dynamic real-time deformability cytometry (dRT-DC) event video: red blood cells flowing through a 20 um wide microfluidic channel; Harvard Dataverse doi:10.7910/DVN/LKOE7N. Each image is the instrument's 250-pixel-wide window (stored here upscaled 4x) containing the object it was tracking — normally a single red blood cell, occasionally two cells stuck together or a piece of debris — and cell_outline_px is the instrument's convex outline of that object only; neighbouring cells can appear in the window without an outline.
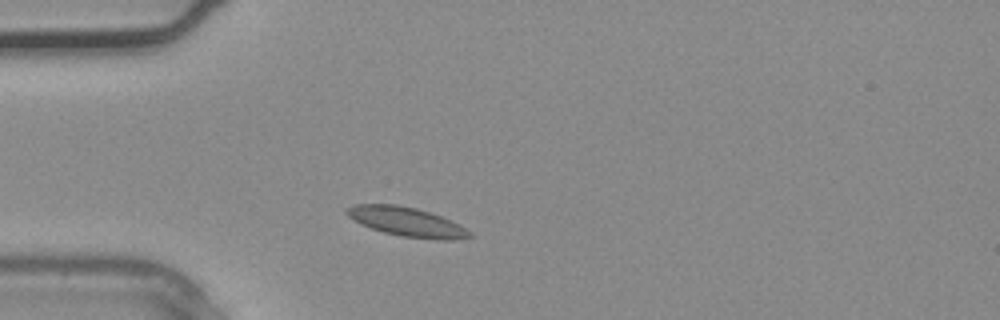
{"species": "common noctule bat (a hibernating species)", "species_latin": "Nyctalus noctula", "temperature_condition": "warm", "stored_images_in_passage": 2, "camera_frame_rate_fps": 3000, "um_per_image_px": 0.085, "animal": {"sex": "male", "body_mass_g": 20.4}, "frame": {"image": 1, "passage_image": 2, "time_ms": 0.333, "image_size_px": [1000, 320], "cell_outline_px": [[472, 236], [452, 240], [436, 240], [400, 236], [384, 232], [360, 224], [348, 216], [344, 212], [344, 208], [356, 204], [396, 204], [416, 208], [440, 216], [460, 224], [472, 232]], "centroid_in_image_um": [34.56, 18.85], "position_along_channel_um": 50.4, "area_um2": 20.98}}